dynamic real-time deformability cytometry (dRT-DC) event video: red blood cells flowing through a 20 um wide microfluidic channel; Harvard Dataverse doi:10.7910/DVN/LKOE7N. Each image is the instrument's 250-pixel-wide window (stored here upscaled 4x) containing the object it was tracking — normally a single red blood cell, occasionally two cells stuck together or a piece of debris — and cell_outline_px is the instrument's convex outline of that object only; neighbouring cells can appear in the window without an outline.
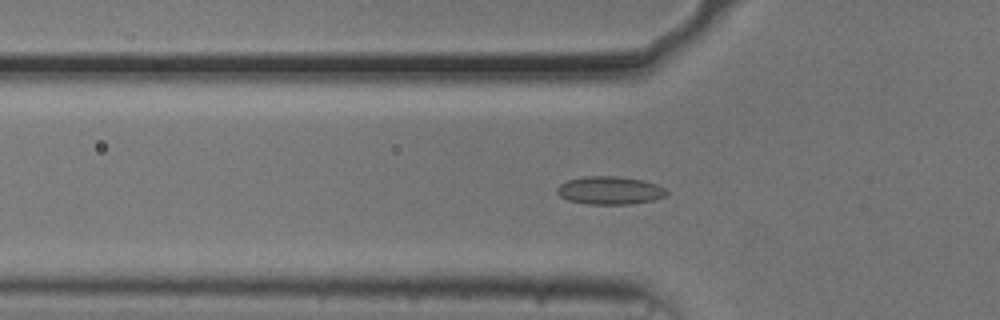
{"species": "common noctule bat (a hibernating species)", "species_latin": "Nyctalus noctula", "temperature_condition": "cold", "stored_images_in_passage": 44, "camera_frame_rate_fps": 3000, "um_per_image_px": 0.085, "animal": {"sex": "male", "body_mass_g": 20.5, "forearm_length_mm": 52.5}, "frame": {"image": 1, "passage_image": 7, "time_ms": 2.0, "image_size_px": [1000, 320], "cell_outline_px": [[668, 196], [652, 200], [632, 204], [588, 204], [568, 200], [560, 196], [556, 192], [556, 188], [560, 184], [568, 180], [584, 176], [616, 176], [644, 180], [656, 184], [664, 188], [668, 192]], "centroid_in_image_um": [51.84, 16.18], "position_along_channel_um": 74.0, "area_um2": 17.98}}
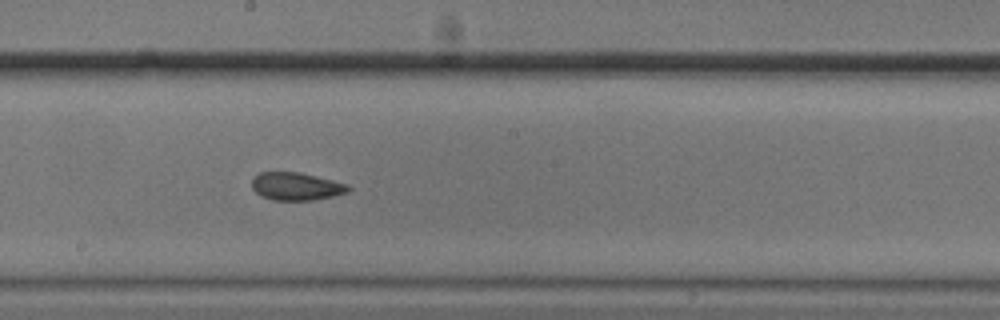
{"frame": {"image": 2, "passage_image": 19, "time_ms": 6.0, "image_size_px": [1000, 320], "cell_outline_px": [[352, 188], [348, 192], [332, 196], [312, 200], [272, 200], [260, 196], [252, 188], [252, 176], [260, 172], [300, 172], [348, 184]], "centroid_in_image_um": [25.15, 15.84], "position_along_channel_um": 223.0, "area_um2": 15.72}}
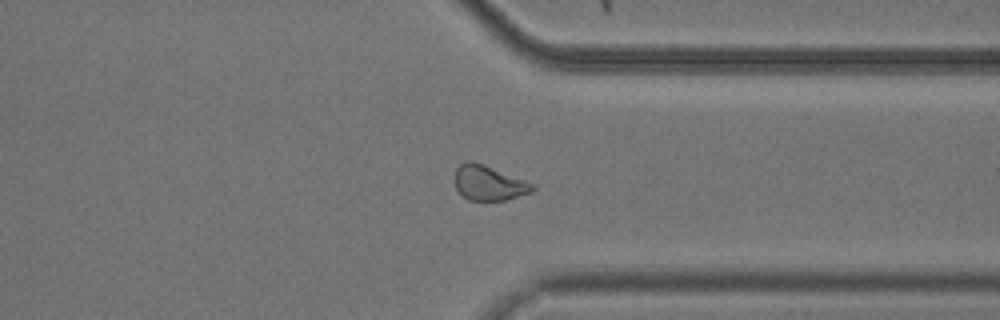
{"frame": {"image": 3, "passage_image": 31, "time_ms": 10.0, "image_size_px": [1000, 320], "cell_outline_px": [[536, 188], [532, 192], [504, 200], [468, 200], [460, 196], [456, 188], [456, 168], [460, 164], [468, 160], [472, 160], [484, 164], [536, 184]], "centroid_in_image_um": [41.56, 15.55], "position_along_channel_um": 369.8, "area_um2": 15.95}, "authors_computed_cell_mechanics": {"area_um2": 16.3285, "velocity_mm_per_s": 3.7019, "shape_relaxation_time_tau1_ms": null, "shape_relaxation_time_tau2_ms": 2.156, "deformation_change_tau1": null, "deformation_change_tau2": 0.079}}